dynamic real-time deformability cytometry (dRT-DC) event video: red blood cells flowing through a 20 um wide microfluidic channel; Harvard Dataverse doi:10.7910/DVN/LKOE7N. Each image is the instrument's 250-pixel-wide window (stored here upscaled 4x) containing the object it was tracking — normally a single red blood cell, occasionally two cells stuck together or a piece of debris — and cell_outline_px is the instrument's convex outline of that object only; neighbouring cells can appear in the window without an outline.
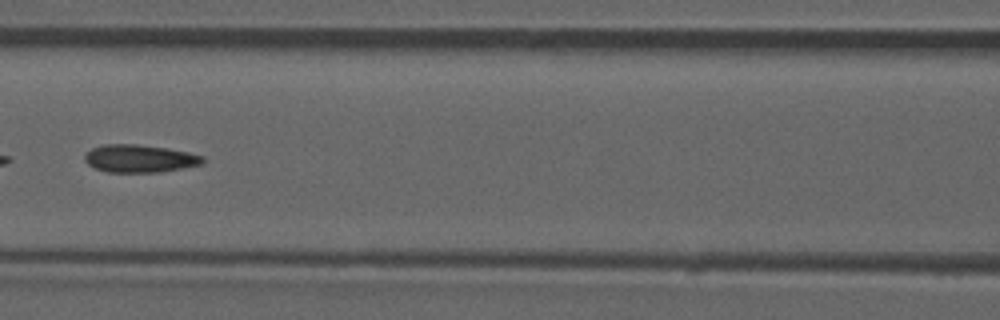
{"species": "common noctule bat (a hibernating species)", "species_latin": "Nyctalus noctula", "temperature_condition": "room temperature", "stored_images_in_passage": 4, "camera_frame_rate_fps": 3000, "um_per_image_px": 0.085, "animal": {"sex": "male", "forearm_length_mm": 52.5}, "frame": {"image": 1, "passage_image": 3, "time_ms": 2.333, "image_size_px": [1000, 320], "cell_outline_px": [[204, 160], [200, 164], [160, 172], [108, 172], [96, 168], [88, 164], [84, 160], [84, 156], [92, 148], [104, 144], [136, 144], [164, 148], [188, 152], [204, 156]], "centroid_in_image_um": [11.84, 13.47], "position_along_channel_um": 154.8, "area_um2": 18.79}}